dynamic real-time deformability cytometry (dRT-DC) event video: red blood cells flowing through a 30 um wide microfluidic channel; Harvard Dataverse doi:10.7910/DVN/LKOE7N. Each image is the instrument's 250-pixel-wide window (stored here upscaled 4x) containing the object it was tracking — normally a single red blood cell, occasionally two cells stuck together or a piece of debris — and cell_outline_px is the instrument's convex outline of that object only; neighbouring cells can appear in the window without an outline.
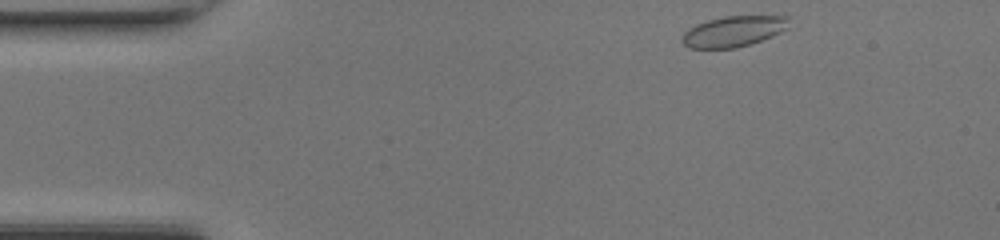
{"species": "common noctule bat (a hibernating species)", "species_latin": "Nyctalus noctula", "temperature_condition": "room temperature", "stored_images_in_passage": 42, "camera_frame_rate_fps": 3000, "um_per_image_px": 0.085, "animal": {"sex": "female", "body_mass_g": 17.0, "forearm_length_mm": 48.0}, "frame": {"image": 1, "passage_image": 1, "time_ms": 0.0, "image_size_px": [1000, 240], "cell_outline_px": [[792, 16], [788, 28], [772, 36], [736, 48], [688, 48], [680, 40], [684, 32], [688, 28], [696, 24], [708, 20], [724, 16]], "centroid_in_image_um": [62.35, 2.65], "position_along_channel_um": 22.7, "area_um2": 19.19}}
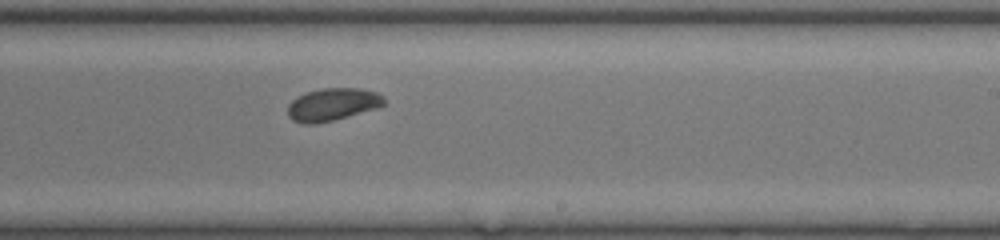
{"frame": {"image": 2, "passage_image": 23, "time_ms": 7.333, "image_size_px": [1000, 240], "cell_outline_px": [[384, 104], [376, 108], [332, 120], [312, 124], [304, 124], [292, 120], [288, 116], [288, 104], [296, 96], [320, 88], [360, 88], [376, 92], [384, 96]], "centroid_in_image_um": [28.23, 8.86], "position_along_channel_um": 260.8, "area_um2": 18.15}}
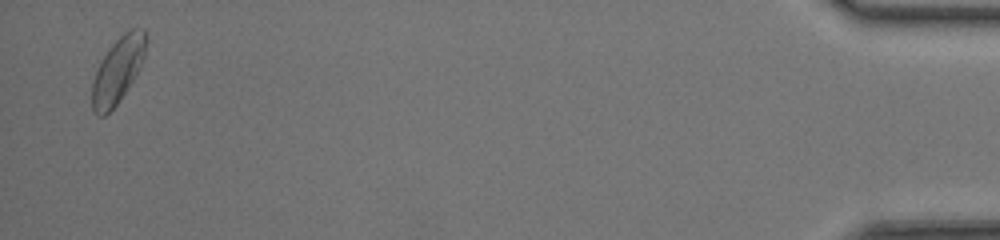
{"frame": {"image": 3, "passage_image": 41, "time_ms": 13.333, "image_size_px": [1000, 240], "cell_outline_px": [[148, 40], [144, 56], [132, 80], [120, 100], [104, 116], [96, 116], [92, 108], [92, 84], [96, 72], [104, 56], [112, 44], [128, 28], [144, 28]], "centroid_in_image_um": [10.02, 5.93], "position_along_channel_um": 425.2, "area_um2": 20.29}, "authors_computed_cell_mechanics": {"area_um2": 18.7272, "velocity_mm_per_s": 4.3301, "shape_relaxation_time_tau1_ms": 4.7241, "shape_relaxation_time_tau2_ms": null, "deformation_change_tau1": 0.1166, "deformation_change_tau2": null}}